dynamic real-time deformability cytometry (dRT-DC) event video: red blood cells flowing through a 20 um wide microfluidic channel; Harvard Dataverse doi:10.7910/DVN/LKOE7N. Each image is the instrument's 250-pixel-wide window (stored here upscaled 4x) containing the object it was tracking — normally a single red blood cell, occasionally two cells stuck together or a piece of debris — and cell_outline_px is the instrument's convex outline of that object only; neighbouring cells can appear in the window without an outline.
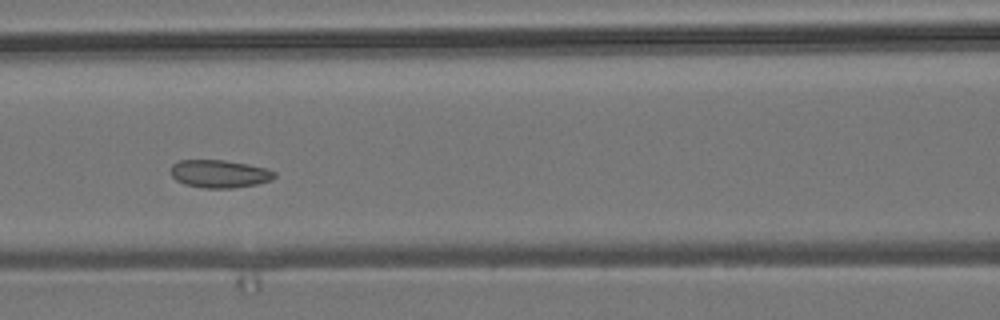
{"species": "common noctule bat (a hibernating species)", "species_latin": "Nyctalus noctula", "temperature_condition": "room temperature", "stored_images_in_passage": 8, "camera_frame_rate_fps": 3000, "um_per_image_px": 0.085, "animal": {"sex": "male", "body_mass_g": 19.2, "forearm_length_mm": 51.8}, "frame": {"image": 1, "passage_image": 7, "time_ms": 7.0, "image_size_px": [1000, 320], "cell_outline_px": [[276, 176], [272, 180], [256, 184], [232, 188], [204, 188], [184, 184], [176, 180], [172, 176], [172, 164], [180, 160], [224, 160], [248, 164], [268, 168], [276, 172]], "centroid_in_image_um": [18.69, 14.77], "position_along_channel_um": 147.9, "area_um2": 16.88}}
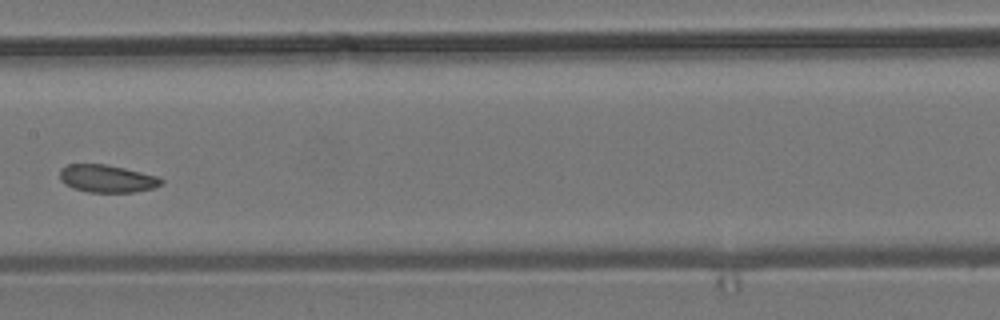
{"frame": {"image": 2, "passage_image": 8, "time_ms": 8.333, "image_size_px": [1000, 320], "cell_outline_px": [[164, 180], [160, 184], [152, 188], [132, 192], [88, 192], [72, 188], [64, 184], [60, 180], [60, 168], [68, 164], [104, 164], [124, 168], [156, 176]], "centroid_in_image_um": [9.03, 15.18], "position_along_channel_um": 198.4, "area_um2": 16.18}}